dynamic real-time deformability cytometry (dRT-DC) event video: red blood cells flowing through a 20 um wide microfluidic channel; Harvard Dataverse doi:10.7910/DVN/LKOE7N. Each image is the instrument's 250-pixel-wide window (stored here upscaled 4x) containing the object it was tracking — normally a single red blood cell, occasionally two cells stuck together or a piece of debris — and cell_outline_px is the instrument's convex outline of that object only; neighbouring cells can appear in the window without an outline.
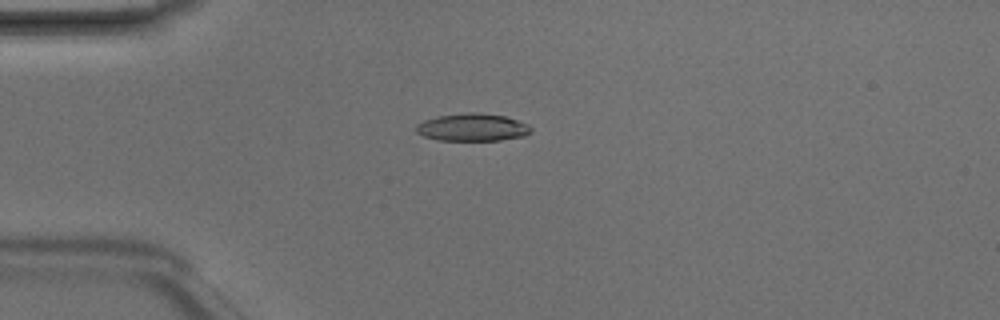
{"species": "Egyptian fruit bat (a non-hibernating species)", "species_latin": "Rousettus aegyptiacus", "temperature_condition": "room temperature", "stored_images_in_passage": 3, "camera_frame_rate_fps": 3000, "um_per_image_px": 0.085, "animal": {"sex": "male"}, "frame": {"image": 1, "passage_image": 3, "time_ms": 0.667, "image_size_px": [1000, 320], "cell_outline_px": [[532, 132], [524, 136], [500, 140], [436, 140], [424, 136], [416, 132], [416, 124], [424, 120], [436, 116], [468, 112], [480, 112], [504, 116], [528, 124], [532, 128]], "centroid_in_image_um": [40.15, 10.82], "position_along_channel_um": 44.9, "area_um2": 18.55}}